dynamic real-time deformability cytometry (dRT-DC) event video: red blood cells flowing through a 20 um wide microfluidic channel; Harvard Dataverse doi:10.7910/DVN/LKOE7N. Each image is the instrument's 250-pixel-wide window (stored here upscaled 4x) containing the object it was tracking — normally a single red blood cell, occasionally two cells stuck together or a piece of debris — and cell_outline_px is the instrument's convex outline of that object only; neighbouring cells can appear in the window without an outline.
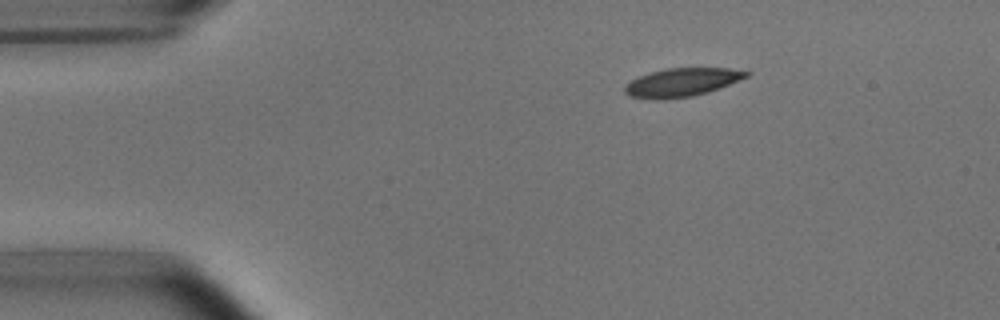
{"species": "common noctule bat (a hibernating species)", "species_latin": "Nyctalus noctula", "temperature_condition": "room temperature", "stored_images_in_passage": 3, "camera_frame_rate_fps": 3000, "um_per_image_px": 0.085, "animal": {"sex": "male", "body_mass_g": 15.6}, "frame": {"image": 1, "passage_image": 1, "time_ms": 0.0, "image_size_px": [1000, 320], "cell_outline_px": [[752, 72], [748, 76], [720, 88], [708, 92], [692, 96], [656, 100], [628, 96], [624, 92], [624, 84], [640, 76], [652, 72], [668, 68], [728, 68]], "centroid_in_image_um": [57.94, 7.0], "position_along_channel_um": 27.1, "area_um2": 20.06}}
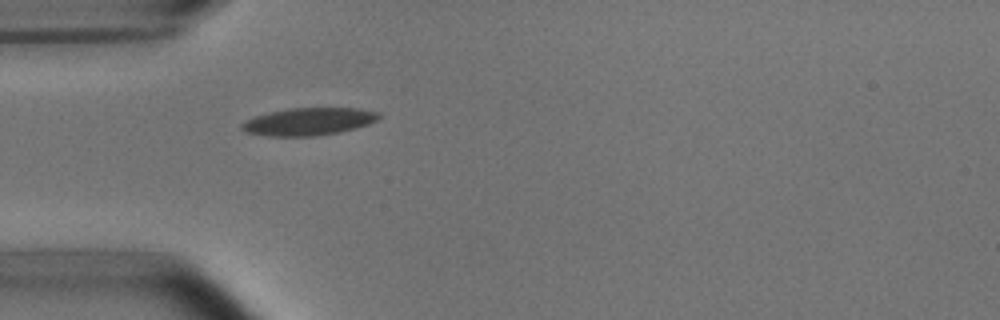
{"frame": {"image": 2, "passage_image": 3, "time_ms": 2.333, "image_size_px": [1000, 320], "cell_outline_px": [[380, 116], [376, 120], [368, 124], [356, 128], [340, 132], [316, 136], [268, 136], [244, 132], [240, 128], [240, 124], [252, 116], [292, 108], [360, 108], [380, 112]], "centroid_in_image_um": [26.22, 10.33], "position_along_channel_um": 58.8, "area_um2": 22.08}}